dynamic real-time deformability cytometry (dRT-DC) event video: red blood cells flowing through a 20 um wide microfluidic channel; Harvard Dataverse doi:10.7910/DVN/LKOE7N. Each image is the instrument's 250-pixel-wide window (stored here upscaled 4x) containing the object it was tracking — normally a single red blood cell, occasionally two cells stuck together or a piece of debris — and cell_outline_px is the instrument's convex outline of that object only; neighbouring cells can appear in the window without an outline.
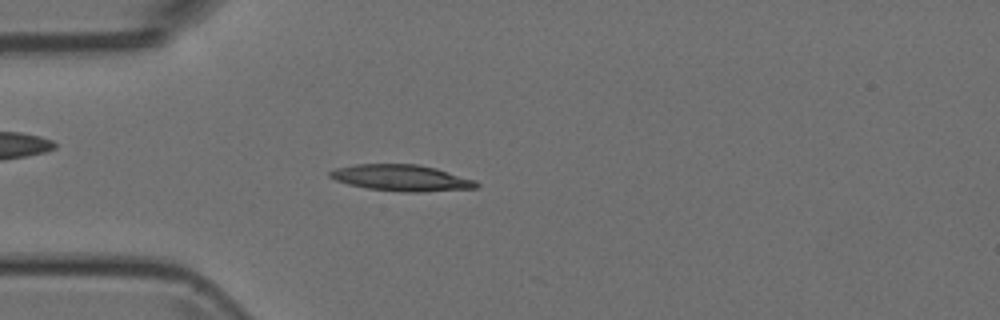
{"species": "Egyptian fruit bat (a non-hibernating species)", "species_latin": "Rousettus aegyptiacus", "temperature_condition": "room temperature", "stored_images_in_passage": 49, "camera_frame_rate_fps": 3000, "um_per_image_px": 0.085, "animal": {"sex": "female"}, "frame": {"image": 1, "passage_image": 13, "time_ms": 4.0, "image_size_px": [1000, 320], "cell_outline_px": [[480, 184], [476, 188], [420, 192], [404, 192], [368, 188], [348, 184], [336, 180], [328, 176], [328, 172], [336, 168], [356, 164], [416, 164], [436, 168], [476, 180]], "centroid_in_image_um": [34.13, 15.12], "position_along_channel_um": 50.9, "area_um2": 22.37}}
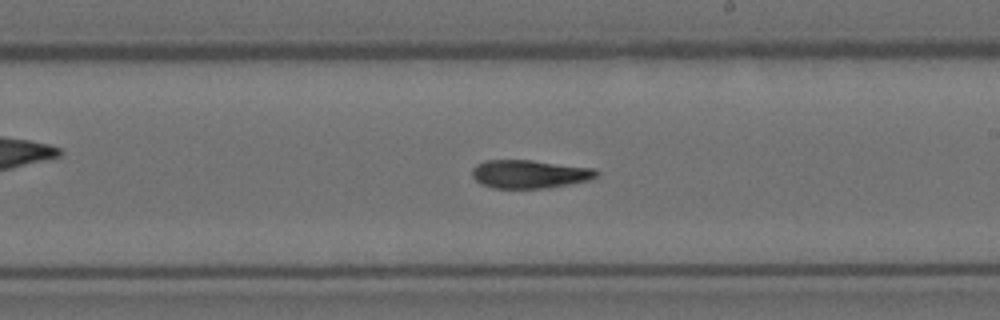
{"frame": {"image": 2, "passage_image": 28, "time_ms": 9.0, "image_size_px": [1000, 320], "cell_outline_px": [[600, 172], [596, 176], [588, 180], [548, 188], [492, 188], [480, 184], [472, 176], [472, 168], [476, 164], [484, 160], [532, 160], [596, 168]], "centroid_in_image_um": [45.0, 14.79], "position_along_channel_um": 244.0, "area_um2": 20.69}}
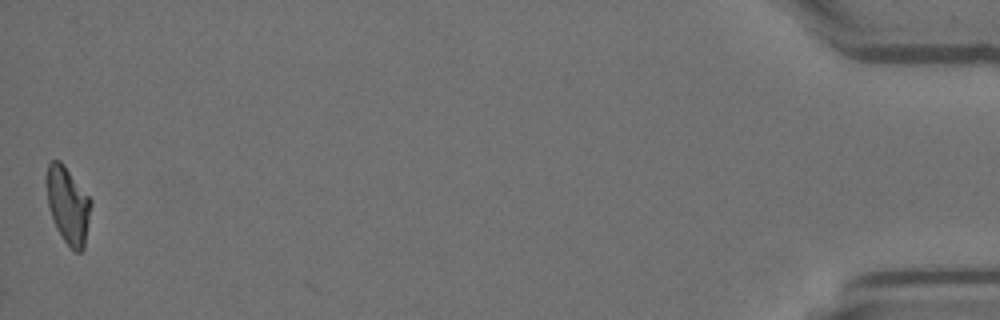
{"frame": {"image": 3, "passage_image": 49, "time_ms": 16.0, "image_size_px": [1000, 320], "cell_outline_px": [[92, 204], [84, 248], [80, 252], [76, 252], [64, 240], [56, 228], [48, 204], [44, 180], [44, 176], [48, 164], [52, 160], [60, 160], [64, 164], [92, 200]], "centroid_in_image_um": [5.76, 17.38], "position_along_channel_um": 429.4, "area_um2": 20.11}}